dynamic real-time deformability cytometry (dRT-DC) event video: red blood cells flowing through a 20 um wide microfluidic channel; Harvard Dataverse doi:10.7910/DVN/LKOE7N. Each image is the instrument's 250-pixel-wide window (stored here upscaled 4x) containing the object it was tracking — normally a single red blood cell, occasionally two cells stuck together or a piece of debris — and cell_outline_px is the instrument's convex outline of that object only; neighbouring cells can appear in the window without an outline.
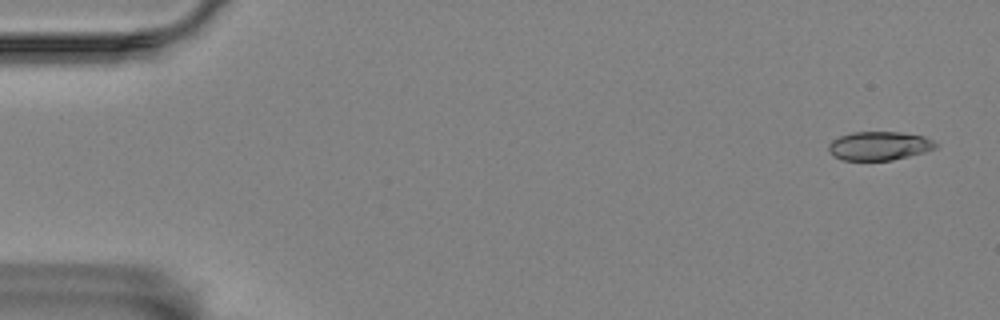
{"species": "Egyptian fruit bat (a non-hibernating species)", "species_latin": "Rousettus aegyptiacus", "temperature_condition": "room temperature", "stored_images_in_passage": 55, "camera_frame_rate_fps": 3000, "um_per_image_px": 0.085, "animal": {"sex": "female"}, "frame": {"image": 1, "passage_image": 1, "time_ms": 0.0, "image_size_px": [1000, 320], "cell_outline_px": [[940, 144], [936, 148], [924, 152], [892, 160], [840, 160], [832, 156], [828, 148], [828, 144], [832, 140], [840, 136], [852, 132], [900, 132], [924, 136]], "centroid_in_image_um": [74.72, 12.4], "position_along_channel_um": 10.3, "area_um2": 18.03}}
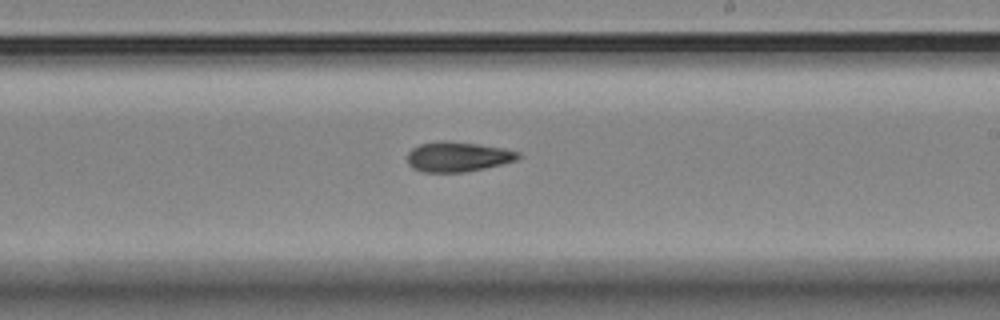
{"frame": {"image": 2, "passage_image": 32, "time_ms": 10.333, "image_size_px": [1000, 320], "cell_outline_px": [[520, 156], [516, 160], [484, 168], [464, 172], [424, 172], [412, 168], [408, 164], [408, 152], [412, 148], [420, 144], [440, 140], [444, 140], [476, 144], [504, 148], [520, 152]], "centroid_in_image_um": [38.88, 13.32], "position_along_channel_um": 250.1, "area_um2": 19.25}}
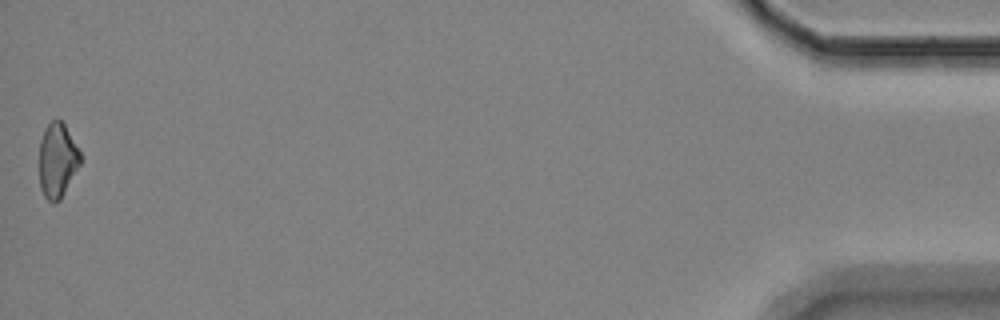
{"frame": {"image": 3, "passage_image": 55, "time_ms": 18.0, "image_size_px": [1000, 320], "cell_outline_px": [[80, 164], [60, 200], [52, 204], [44, 196], [40, 188], [40, 140], [48, 124], [56, 116], [64, 124], [80, 152]], "centroid_in_image_um": [4.87, 13.63], "position_along_channel_um": 430.3, "area_um2": 17.63}, "authors_computed_cell_mechanics": {"area_um2": 18.9584, "velocity_mm_per_s": 3.5392, "shape_relaxation_time_tau1_ms": 6.2781, "shape_relaxation_time_tau2_ms": null, "deformation_change_tau1": 0.1189, "deformation_change_tau2": null}}